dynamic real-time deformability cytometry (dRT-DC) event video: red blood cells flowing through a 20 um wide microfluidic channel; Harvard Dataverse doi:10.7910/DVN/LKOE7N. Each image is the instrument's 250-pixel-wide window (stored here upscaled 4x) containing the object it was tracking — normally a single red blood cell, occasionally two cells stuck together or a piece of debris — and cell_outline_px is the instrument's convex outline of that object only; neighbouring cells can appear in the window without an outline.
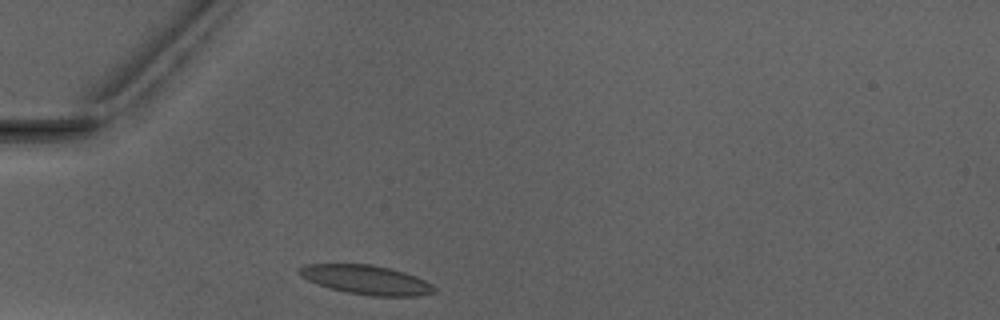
{"species": "Egyptian fruit bat (a non-hibernating species)", "species_latin": "Rousettus aegyptiacus", "temperature_condition": "warm", "stored_images_in_passage": 1, "camera_frame_rate_fps": 3000, "um_per_image_px": 0.085, "animal": {"sex": "male"}, "frame": {"image": 1, "passage_image": 1, "time_ms": 0.0, "image_size_px": [1000, 320], "cell_outline_px": [[436, 292], [420, 296], [372, 296], [348, 292], [316, 284], [300, 276], [296, 272], [304, 264], [372, 264], [392, 268], [416, 276], [432, 284], [436, 288]], "centroid_in_image_um": [31.15, 23.78], "position_along_channel_um": 53.9, "area_um2": 23.06}}